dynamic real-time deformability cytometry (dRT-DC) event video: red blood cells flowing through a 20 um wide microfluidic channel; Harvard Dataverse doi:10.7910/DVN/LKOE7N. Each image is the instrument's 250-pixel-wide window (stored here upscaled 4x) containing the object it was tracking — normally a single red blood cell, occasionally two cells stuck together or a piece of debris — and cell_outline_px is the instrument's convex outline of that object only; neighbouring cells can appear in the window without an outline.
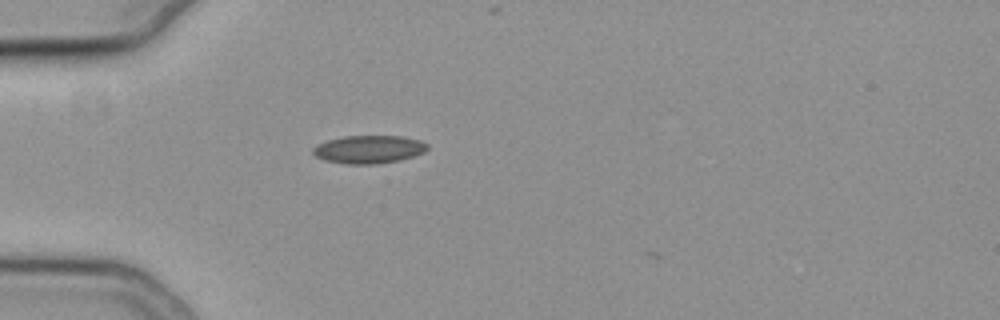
{"species": "common noctule bat (a hibernating species)", "species_latin": "Nyctalus noctula", "temperature_condition": "cold", "stored_images_in_passage": 2, "camera_frame_rate_fps": 3000, "um_per_image_px": 0.085, "animal": {"sex": "female", "body_mass_g": 19.3, "forearm_length_mm": 54.1}, "frame": {"image": 1, "passage_image": 1, "time_ms": 0.0, "image_size_px": [1000, 320], "cell_outline_px": [[428, 148], [424, 152], [400, 160], [376, 164], [348, 164], [324, 160], [316, 156], [312, 152], [312, 148], [316, 144], [328, 140], [344, 136], [400, 136], [420, 140], [428, 144]], "centroid_in_image_um": [31.33, 12.69], "position_along_channel_um": 53.7, "area_um2": 18.67}}